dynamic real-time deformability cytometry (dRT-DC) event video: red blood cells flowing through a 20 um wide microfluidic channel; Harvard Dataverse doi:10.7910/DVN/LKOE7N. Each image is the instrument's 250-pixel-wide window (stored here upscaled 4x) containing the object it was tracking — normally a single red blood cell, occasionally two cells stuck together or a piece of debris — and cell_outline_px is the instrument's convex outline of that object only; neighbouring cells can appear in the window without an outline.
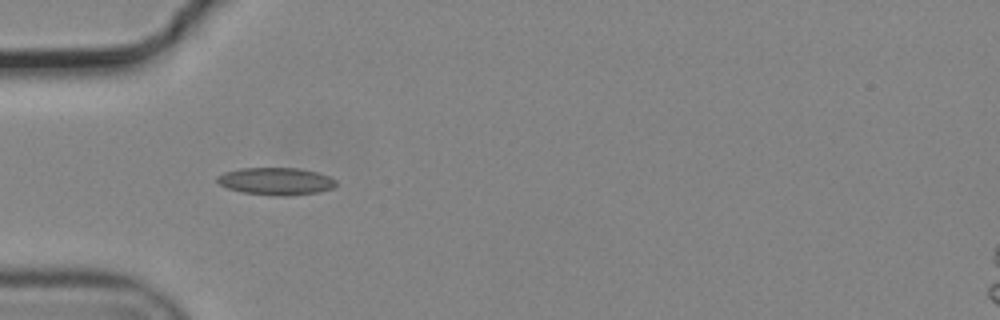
{"species": "common noctule bat (a hibernating species)", "species_latin": "Nyctalus noctula", "temperature_condition": "cold", "stored_images_in_passage": 2, "camera_frame_rate_fps": 3000, "um_per_image_px": 0.085, "animal": {"sex": "male", "body_mass_g": 19.2, "forearm_length_mm": 51.8}, "frame": {"image": 1, "passage_image": 1, "time_ms": 0.0, "image_size_px": [1000, 320], "cell_outline_px": [[336, 184], [332, 188], [320, 192], [284, 196], [280, 196], [244, 192], [228, 188], [220, 184], [216, 180], [216, 176], [224, 172], [240, 168], [300, 168], [316, 172], [328, 176], [336, 180]], "centroid_in_image_um": [23.45, 15.4], "position_along_channel_um": 61.5, "area_um2": 18.84}}